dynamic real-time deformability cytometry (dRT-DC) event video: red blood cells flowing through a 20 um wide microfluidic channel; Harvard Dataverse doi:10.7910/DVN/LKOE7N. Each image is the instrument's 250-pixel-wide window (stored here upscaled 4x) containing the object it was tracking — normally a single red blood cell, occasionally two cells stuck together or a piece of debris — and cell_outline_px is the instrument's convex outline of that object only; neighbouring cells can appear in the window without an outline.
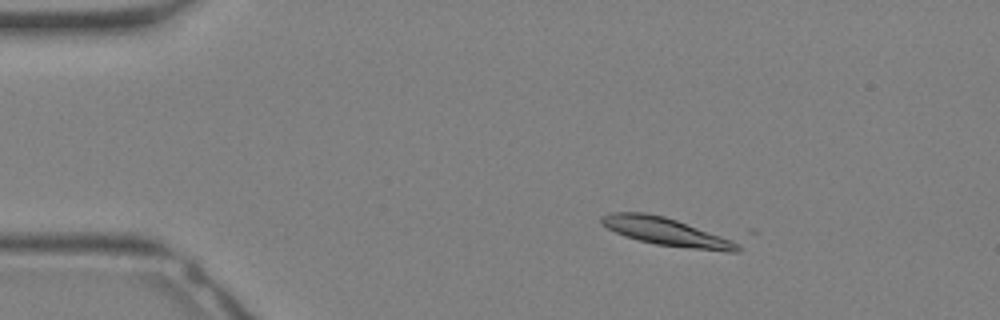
{"species": "Egyptian fruit bat (a non-hibernating species)", "species_latin": "Rousettus aegyptiacus", "temperature_condition": "warm", "stored_images_in_passage": 13, "camera_frame_rate_fps": 3000, "um_per_image_px": 0.085, "animal": {"sex": "female"}, "frame": {"image": 1, "passage_image": 5, "time_ms": 1.333, "image_size_px": [1000, 320], "cell_outline_px": [[740, 252], [728, 252], [656, 244], [624, 236], [600, 224], [600, 216], [612, 212], [644, 212], [664, 216], [740, 240]], "centroid_in_image_um": [56.74, 19.69], "position_along_channel_um": 28.3, "area_um2": 22.54}}
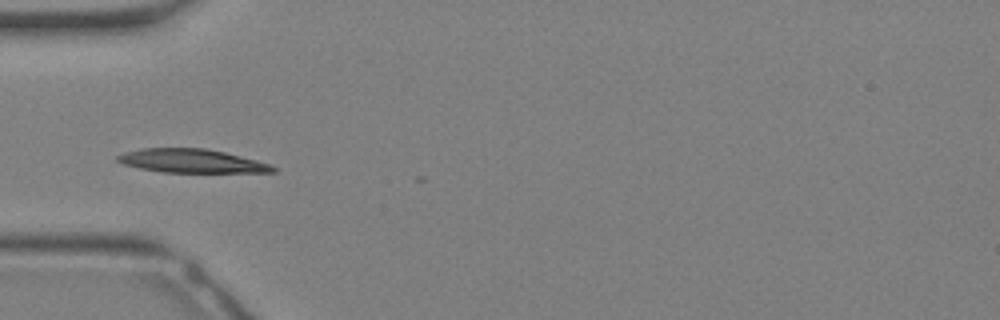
{"frame": {"image": 2, "passage_image": 10, "time_ms": 3.0, "image_size_px": [1000, 320], "cell_outline_px": [[276, 172], [164, 172], [140, 168], [124, 164], [116, 160], [116, 156], [124, 152], [144, 148], [204, 148], [224, 152], [272, 164], [276, 168]], "centroid_in_image_um": [16.29, 13.68], "position_along_channel_um": 68.7, "area_um2": 21.21}}
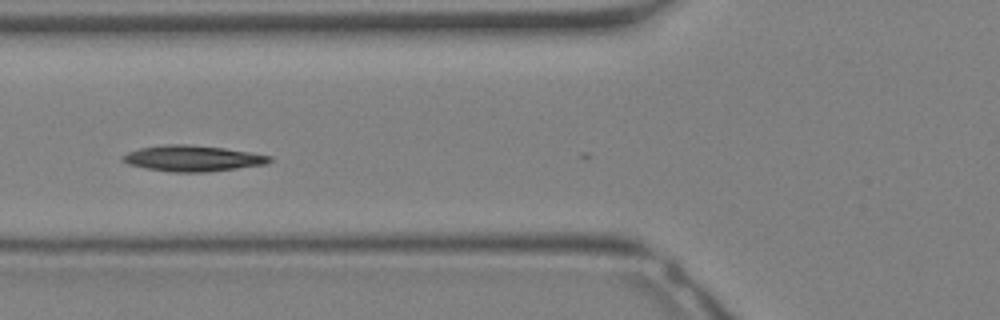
{"frame": {"image": 3, "passage_image": 12, "time_ms": 3.667, "image_size_px": [1000, 320], "cell_outline_px": [[272, 160], [268, 164], [208, 172], [172, 172], [148, 168], [128, 164], [120, 160], [120, 156], [128, 152], [140, 148], [164, 144], [188, 144], [224, 148], [272, 156]], "centroid_in_image_um": [16.36, 13.46], "position_along_channel_um": 109.4, "area_um2": 22.2}}